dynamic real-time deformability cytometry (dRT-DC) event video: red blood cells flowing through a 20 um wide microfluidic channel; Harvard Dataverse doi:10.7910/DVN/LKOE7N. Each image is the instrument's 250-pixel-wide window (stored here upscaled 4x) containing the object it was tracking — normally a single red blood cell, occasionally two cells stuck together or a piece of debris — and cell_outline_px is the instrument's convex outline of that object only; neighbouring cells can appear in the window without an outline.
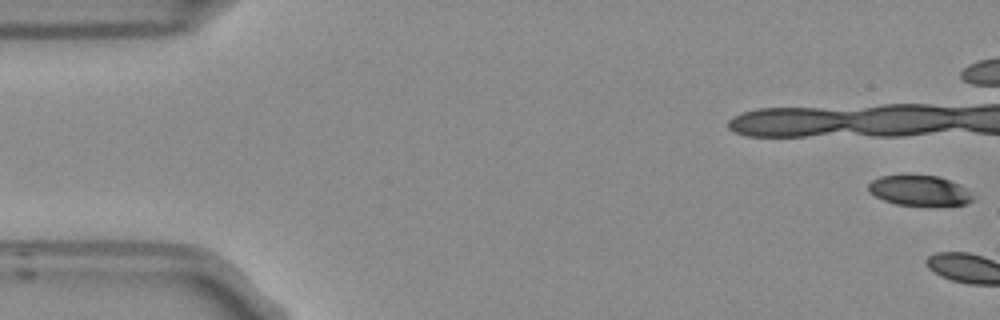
{"species": "Egyptian fruit bat (a non-hibernating species)", "species_latin": "Rousettus aegyptiacus", "temperature_condition": "room temperature", "stored_images_in_passage": 4, "camera_frame_rate_fps": 3000, "um_per_image_px": 0.085, "frame": {"image": 1, "passage_image": 1, "time_ms": 0.0, "image_size_px": [1000, 320], "cell_outline_px": [[972, 200], [964, 204], [896, 204], [884, 200], [868, 192], [868, 184], [872, 180], [880, 176], [936, 176], [948, 180], [964, 188], [972, 196]], "centroid_in_image_um": [78.07, 16.19], "position_along_channel_um": 6.9, "area_um2": 17.51}}